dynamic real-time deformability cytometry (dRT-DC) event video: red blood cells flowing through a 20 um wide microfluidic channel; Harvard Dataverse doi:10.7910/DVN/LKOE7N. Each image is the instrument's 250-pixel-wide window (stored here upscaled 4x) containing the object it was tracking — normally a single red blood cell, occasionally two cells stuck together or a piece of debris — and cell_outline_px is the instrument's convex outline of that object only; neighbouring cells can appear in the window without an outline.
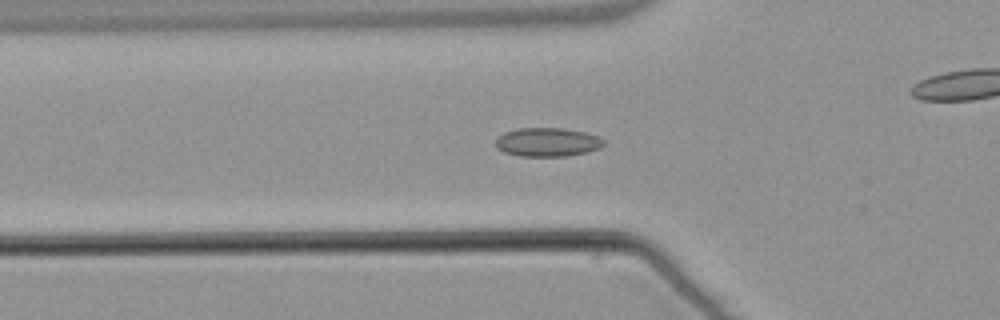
{"species": "common noctule bat (a hibernating species)", "species_latin": "Nyctalus noctula", "temperature_condition": "warm", "stored_images_in_passage": 43, "camera_frame_rate_fps": 3000, "um_per_image_px": 0.085, "animal": {"sex": "male", "body_mass_g": 21.5, "forearm_length_mm": 52.0}, "frame": {"image": 1, "passage_image": 7, "time_ms": 2.0, "image_size_px": [1000, 320], "cell_outline_px": [[604, 144], [600, 148], [588, 152], [568, 156], [520, 156], [504, 152], [496, 148], [496, 140], [504, 132], [516, 128], [564, 128], [584, 132], [596, 136], [604, 140]], "centroid_in_image_um": [46.53, 12.08], "position_along_channel_um": 79.3, "area_um2": 18.15}, "authors_computed_cell_mechanics": {"area_um2": 17.2244, "velocity_mm_per_s": 3.8442, "shape_relaxation_time_tau1_ms": null, "shape_relaxation_time_tau2_ms": 2.3764, "deformation_change_tau1": null, "deformation_change_tau2": 0.0631}}